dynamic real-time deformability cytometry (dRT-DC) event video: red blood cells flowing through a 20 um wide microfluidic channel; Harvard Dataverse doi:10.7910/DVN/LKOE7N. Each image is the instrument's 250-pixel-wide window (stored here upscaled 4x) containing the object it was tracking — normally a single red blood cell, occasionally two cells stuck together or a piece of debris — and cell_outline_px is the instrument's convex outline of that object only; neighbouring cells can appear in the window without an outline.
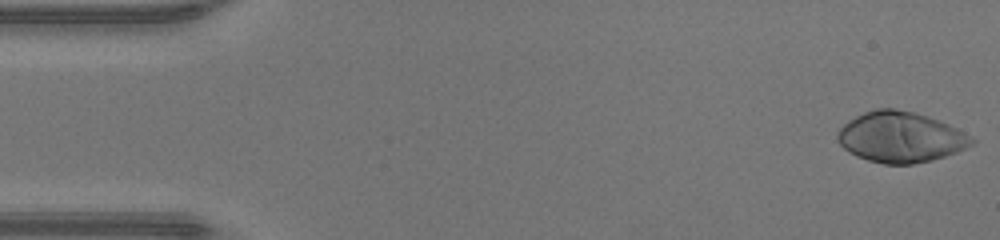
{"species": "human", "species_latin": "Homo sapiens", "temperature_condition": "warm", "stored_images_in_passage": 48, "camera_frame_rate_fps": 3000, "um_per_image_px": 0.085, "donor": {"sex": "male"}, "frame": {"image": 1, "passage_image": 1, "time_ms": 0.0, "image_size_px": [1000, 240], "cell_outline_px": [[976, 140], [968, 148], [932, 160], [912, 164], [884, 164], [868, 160], [856, 156], [848, 152], [836, 140], [836, 132], [848, 120], [864, 112], [876, 108], [896, 108], [916, 112], [928, 116], [948, 124], [964, 132]], "centroid_in_image_um": [76.52, 11.65], "position_along_channel_um": 8.5, "area_um2": 39.77}}
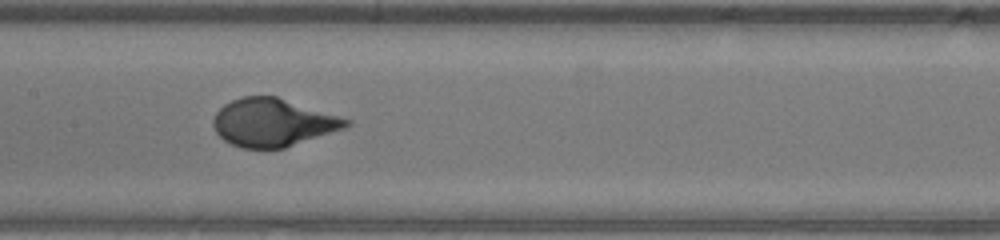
{"frame": {"image": 2, "passage_image": 23, "time_ms": 7.333, "image_size_px": [1000, 240], "cell_outline_px": [[352, 124], [344, 128], [284, 148], [240, 148], [224, 140], [216, 132], [212, 124], [212, 120], [216, 112], [224, 104], [232, 100], [244, 96], [276, 96], [352, 120]], "centroid_in_image_um": [23.18, 10.41], "position_along_channel_um": 184.2, "area_um2": 36.88}}
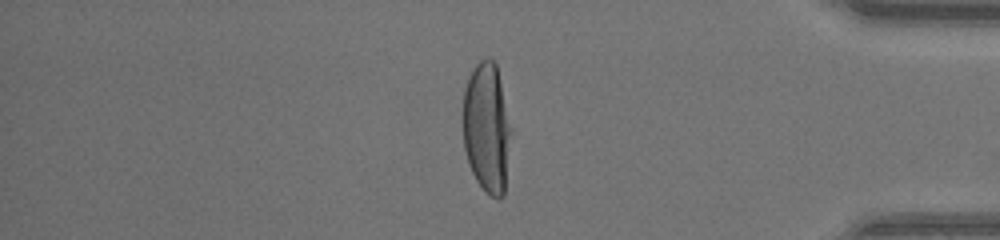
{"frame": {"image": 3, "passage_image": 40, "time_ms": 13.0, "image_size_px": [1000, 240], "cell_outline_px": [[512, 132], [504, 196], [500, 200], [484, 192], [476, 180], [468, 164], [464, 148], [464, 88], [468, 76], [476, 64], [484, 56], [488, 56], [496, 64], [512, 128]], "centroid_in_image_um": [41.4, 10.88], "position_along_channel_um": 393.8, "area_um2": 36.99}, "authors_computed_cell_mechanics": {"area_um2": 38.0324, "velocity_mm_per_s": 4.2754, "shape_relaxation_time_tau1_ms": 3.4938, "shape_relaxation_time_tau2_ms": null, "deformation_change_tau1": 0.2672, "deformation_change_tau2": null}}